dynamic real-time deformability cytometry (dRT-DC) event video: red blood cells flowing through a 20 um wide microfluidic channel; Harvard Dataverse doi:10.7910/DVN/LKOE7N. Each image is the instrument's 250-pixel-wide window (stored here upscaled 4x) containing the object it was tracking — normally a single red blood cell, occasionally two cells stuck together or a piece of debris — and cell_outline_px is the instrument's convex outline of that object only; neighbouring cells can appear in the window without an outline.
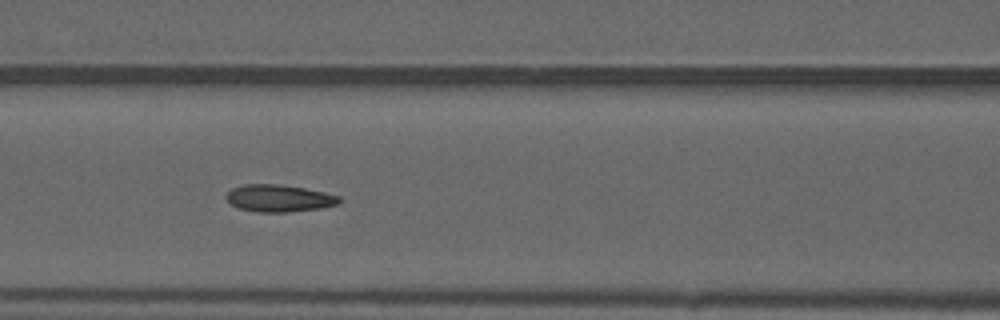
{"species": "common noctule bat (a hibernating species)", "species_latin": "Nyctalus noctula", "temperature_condition": "warm", "stored_images_in_passage": 51, "camera_frame_rate_fps": 3000, "um_per_image_px": 0.085, "animal": {"sex": "male", "forearm_length_mm": 52.5}, "frame": {"image": 1, "passage_image": 22, "time_ms": 7.0, "image_size_px": [1000, 320], "cell_outline_px": [[340, 204], [320, 208], [288, 212], [260, 212], [240, 208], [232, 204], [224, 196], [232, 188], [244, 184], [276, 184], [304, 188], [324, 192], [340, 196]], "centroid_in_image_um": [23.73, 16.85], "position_along_channel_um": 142.9, "area_um2": 17.74}, "authors_computed_cell_mechanics": {"area_um2": 17.4556, "velocity_mm_per_s": 3.9981, "shape_relaxation_time_tau1_ms": null, "shape_relaxation_time_tau2_ms": 2.0792, "deformation_change_tau1": null, "deformation_change_tau2": 0.091}}